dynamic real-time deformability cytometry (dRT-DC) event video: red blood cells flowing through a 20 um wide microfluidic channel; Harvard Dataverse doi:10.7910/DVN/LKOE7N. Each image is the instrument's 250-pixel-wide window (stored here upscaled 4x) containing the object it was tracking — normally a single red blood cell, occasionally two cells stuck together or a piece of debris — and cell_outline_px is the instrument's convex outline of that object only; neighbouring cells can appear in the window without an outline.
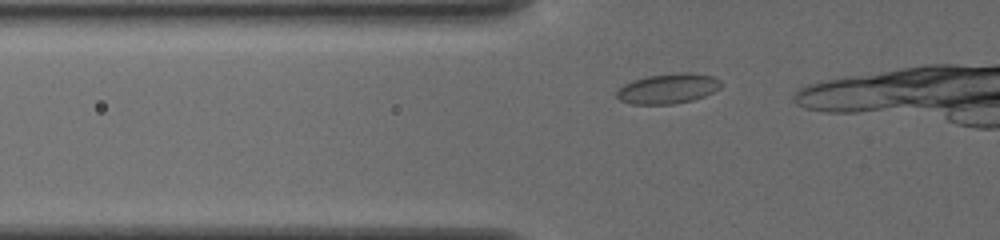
{"species": "common noctule bat (a hibernating species)", "species_latin": "Nyctalus noctula", "temperature_condition": "cold", "stored_images_in_passage": 13, "camera_frame_rate_fps": 3000, "um_per_image_px": 0.085, "animal": {"sex": "female", "body_mass_g": 19.5, "forearm_length_mm": 54.1}, "frame": {"image": 1, "passage_image": 8, "time_ms": 2.333, "image_size_px": [1000, 240], "cell_outline_px": [[720, 88], [704, 96], [692, 100], [672, 104], [632, 104], [620, 100], [616, 96], [616, 92], [624, 84], [632, 80], [648, 76], [680, 72], [692, 72], [712, 76], [720, 80]], "centroid_in_image_um": [56.77, 7.52], "position_along_channel_um": 69.0, "area_um2": 18.21}}